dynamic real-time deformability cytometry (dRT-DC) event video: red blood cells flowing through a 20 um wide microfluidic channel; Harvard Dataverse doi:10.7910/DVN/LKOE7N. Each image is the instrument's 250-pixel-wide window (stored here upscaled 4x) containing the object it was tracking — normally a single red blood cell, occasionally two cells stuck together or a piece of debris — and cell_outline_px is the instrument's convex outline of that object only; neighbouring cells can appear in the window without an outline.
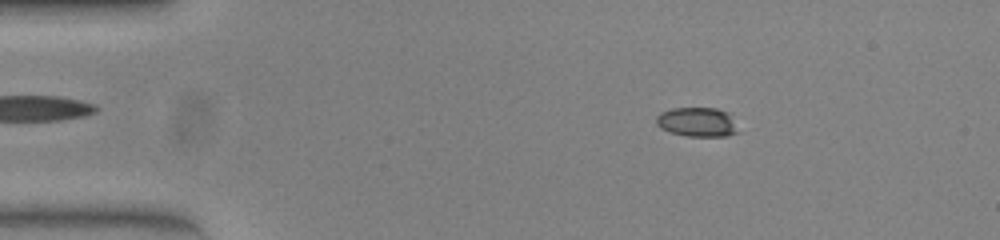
{"species": "common noctule bat (a hibernating species)", "species_latin": "Nyctalus noctula", "temperature_condition": "warm", "stored_images_in_passage": 52, "camera_frame_rate_fps": 3000, "um_per_image_px": 0.085, "animal": {"sex": "female", "body_mass_g": 23.0, "forearm_length_mm": 53.4}, "frame": {"image": 1, "passage_image": 8, "time_ms": 2.333, "image_size_px": [1000, 240], "cell_outline_px": [[740, 132], [724, 136], [688, 136], [672, 132], [660, 128], [656, 124], [656, 116], [660, 112], [672, 108], [716, 108], [728, 112]], "centroid_in_image_um": [59.26, 10.37], "position_along_channel_um": 25.7, "area_um2": 13.99}}
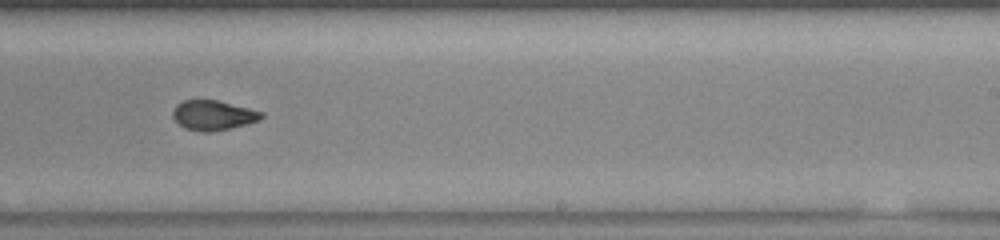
{"frame": {"image": 2, "passage_image": 32, "time_ms": 10.333, "image_size_px": [1000, 240], "cell_outline_px": [[264, 116], [260, 120], [228, 128], [208, 132], [204, 132], [184, 128], [172, 116], [172, 112], [176, 104], [184, 100], [216, 100], [264, 112]], "centroid_in_image_um": [18.1, 9.79], "position_along_channel_um": 270.9, "area_um2": 15.14}}
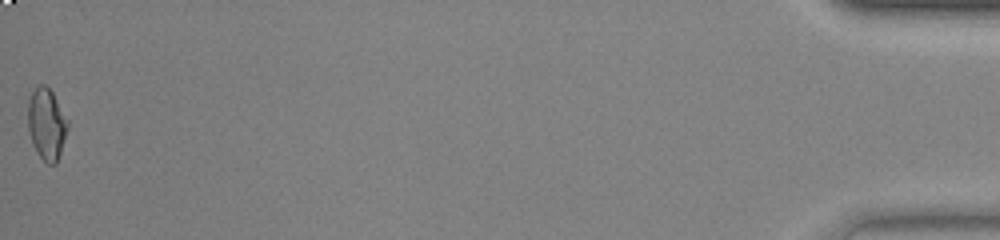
{"frame": {"image": 3, "passage_image": 52, "time_ms": 17.0, "image_size_px": [1000, 240], "cell_outline_px": [[68, 128], [56, 164], [48, 164], [36, 152], [32, 144], [28, 128], [28, 100], [32, 92], [40, 84], [44, 84], [52, 92], [68, 120]], "centroid_in_image_um": [3.95, 10.55], "position_along_channel_um": 431.3, "area_um2": 16.42}, "authors_computed_cell_mechanics": {"area_um2": 15.3459, "velocity_mm_per_s": 3.9316, "shape_relaxation_time_tau1_ms": 5.922, "shape_relaxation_time_tau2_ms": 1.6225, "deformation_change_tau1": 0.1741, "deformation_change_tau2": 0.0753}}